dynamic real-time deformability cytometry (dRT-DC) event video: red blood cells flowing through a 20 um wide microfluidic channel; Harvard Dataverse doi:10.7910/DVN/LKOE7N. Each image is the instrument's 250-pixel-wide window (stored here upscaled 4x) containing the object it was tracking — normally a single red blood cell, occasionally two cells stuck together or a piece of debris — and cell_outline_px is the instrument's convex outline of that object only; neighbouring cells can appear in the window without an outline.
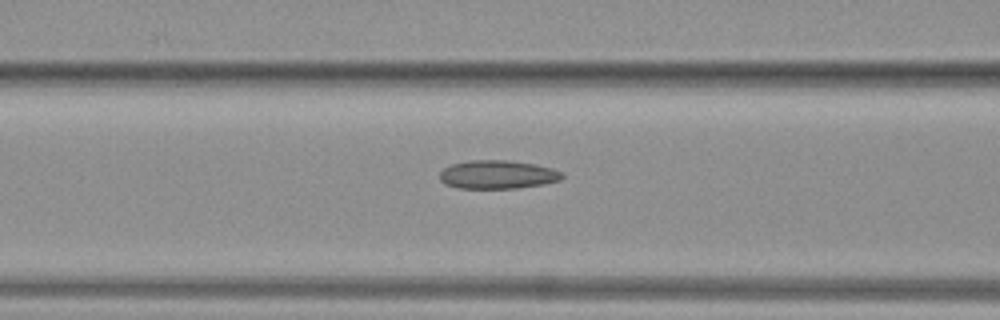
{"species": "common noctule bat (a hibernating species)", "species_latin": "Nyctalus noctula", "temperature_condition": "warm", "stored_images_in_passage": 34, "camera_frame_rate_fps": 3000, "um_per_image_px": 0.085, "animal": {"sex": "female", "body_mass_g": 19.3, "forearm_length_mm": 54.1}, "frame": {"image": 1, "passage_image": 8, "time_ms": 2.333, "image_size_px": [1000, 320], "cell_outline_px": [[564, 176], [560, 180], [544, 184], [516, 188], [456, 188], [444, 184], [440, 180], [440, 172], [444, 168], [452, 164], [468, 160], [512, 160], [536, 164], [552, 168], [560, 172]], "centroid_in_image_um": [42.28, 14.83], "position_along_channel_um": 124.3, "area_um2": 20.46}}
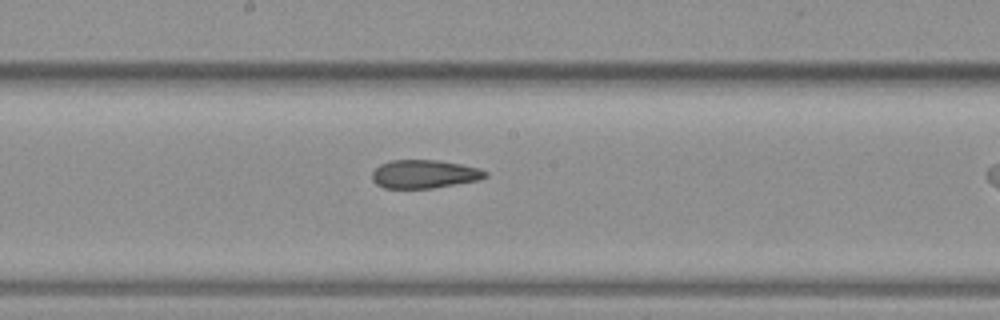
{"frame": {"image": 2, "passage_image": 14, "time_ms": 4.333, "image_size_px": [1000, 320], "cell_outline_px": [[488, 176], [480, 180], [432, 188], [384, 188], [376, 184], [372, 180], [372, 172], [380, 164], [388, 160], [436, 160], [460, 164], [480, 168], [488, 172]], "centroid_in_image_um": [36.07, 14.79], "position_along_channel_um": 212.1, "area_um2": 18.84}}
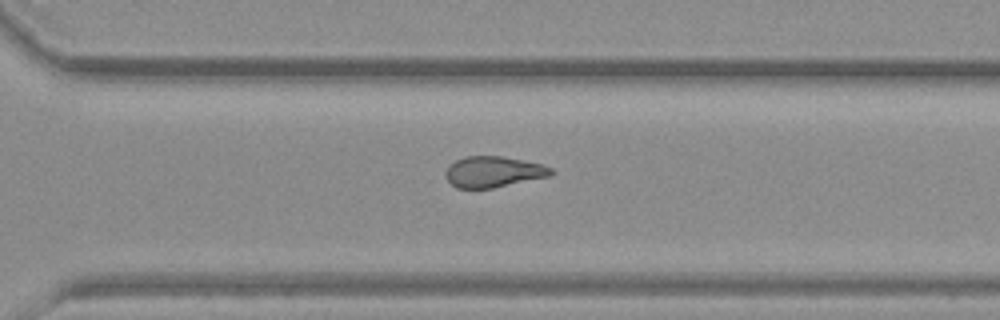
{"frame": {"image": 3, "passage_image": 22, "time_ms": 7.0, "image_size_px": [1000, 320], "cell_outline_px": [[556, 172], [552, 176], [492, 188], [456, 188], [448, 180], [448, 168], [456, 160], [468, 156], [500, 156], [544, 164], [552, 168]], "centroid_in_image_um": [42.04, 14.61], "position_along_channel_um": 328.6, "area_um2": 18.84}}